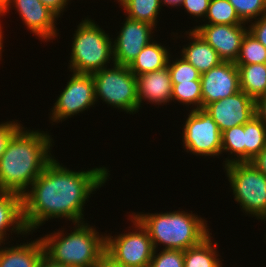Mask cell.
I'll return each instance as SVG.
<instances>
[{
	"label": "cell",
	"instance_id": "6da1fadb",
	"mask_svg": "<svg viewBox=\"0 0 266 267\" xmlns=\"http://www.w3.org/2000/svg\"><path fill=\"white\" fill-rule=\"evenodd\" d=\"M62 165L54 157L22 195L23 220L29 233L53 218L84 222L86 201L110 175L106 167L72 171Z\"/></svg>",
	"mask_w": 266,
	"mask_h": 267
},
{
	"label": "cell",
	"instance_id": "7a4b0ae2",
	"mask_svg": "<svg viewBox=\"0 0 266 267\" xmlns=\"http://www.w3.org/2000/svg\"><path fill=\"white\" fill-rule=\"evenodd\" d=\"M25 129L22 127L13 136L0 158V191L21 196L54 158L51 135L39 129Z\"/></svg>",
	"mask_w": 266,
	"mask_h": 267
},
{
	"label": "cell",
	"instance_id": "3957f363",
	"mask_svg": "<svg viewBox=\"0 0 266 267\" xmlns=\"http://www.w3.org/2000/svg\"><path fill=\"white\" fill-rule=\"evenodd\" d=\"M74 225L66 235L58 230L40 237L45 256L68 267H95L105 256L106 236L85 221Z\"/></svg>",
	"mask_w": 266,
	"mask_h": 267
},
{
	"label": "cell",
	"instance_id": "277c9868",
	"mask_svg": "<svg viewBox=\"0 0 266 267\" xmlns=\"http://www.w3.org/2000/svg\"><path fill=\"white\" fill-rule=\"evenodd\" d=\"M133 213L132 216L147 230L155 250L162 244L163 249L185 251L210 234L207 221L192 211Z\"/></svg>",
	"mask_w": 266,
	"mask_h": 267
},
{
	"label": "cell",
	"instance_id": "5b68a950",
	"mask_svg": "<svg viewBox=\"0 0 266 267\" xmlns=\"http://www.w3.org/2000/svg\"><path fill=\"white\" fill-rule=\"evenodd\" d=\"M73 36L68 67L72 73L93 74L115 63L113 38L93 20L82 19Z\"/></svg>",
	"mask_w": 266,
	"mask_h": 267
},
{
	"label": "cell",
	"instance_id": "8992f818",
	"mask_svg": "<svg viewBox=\"0 0 266 267\" xmlns=\"http://www.w3.org/2000/svg\"><path fill=\"white\" fill-rule=\"evenodd\" d=\"M92 74L96 102L100 98L113 108L135 114L139 111L136 76L128 66L116 63Z\"/></svg>",
	"mask_w": 266,
	"mask_h": 267
},
{
	"label": "cell",
	"instance_id": "52a82bcc",
	"mask_svg": "<svg viewBox=\"0 0 266 267\" xmlns=\"http://www.w3.org/2000/svg\"><path fill=\"white\" fill-rule=\"evenodd\" d=\"M224 168L241 210L262 221L266 216V176L250 162H234Z\"/></svg>",
	"mask_w": 266,
	"mask_h": 267
},
{
	"label": "cell",
	"instance_id": "ba28073f",
	"mask_svg": "<svg viewBox=\"0 0 266 267\" xmlns=\"http://www.w3.org/2000/svg\"><path fill=\"white\" fill-rule=\"evenodd\" d=\"M128 219L133 222L132 228L135 229L114 237L106 235L105 255L122 267H149L155 250L152 240L132 214Z\"/></svg>",
	"mask_w": 266,
	"mask_h": 267
},
{
	"label": "cell",
	"instance_id": "9c48e42d",
	"mask_svg": "<svg viewBox=\"0 0 266 267\" xmlns=\"http://www.w3.org/2000/svg\"><path fill=\"white\" fill-rule=\"evenodd\" d=\"M183 126L182 142L187 153L219 158L222 149L221 132L208 112L203 108L191 109Z\"/></svg>",
	"mask_w": 266,
	"mask_h": 267
},
{
	"label": "cell",
	"instance_id": "30bf717a",
	"mask_svg": "<svg viewBox=\"0 0 266 267\" xmlns=\"http://www.w3.org/2000/svg\"><path fill=\"white\" fill-rule=\"evenodd\" d=\"M71 76L51 108L52 123L65 121L68 117L88 110L96 103L92 74L73 73Z\"/></svg>",
	"mask_w": 266,
	"mask_h": 267
},
{
	"label": "cell",
	"instance_id": "8fae6325",
	"mask_svg": "<svg viewBox=\"0 0 266 267\" xmlns=\"http://www.w3.org/2000/svg\"><path fill=\"white\" fill-rule=\"evenodd\" d=\"M124 20L123 27L113 41V56L116 64L129 66L142 49L154 40L151 35L155 27L128 17Z\"/></svg>",
	"mask_w": 266,
	"mask_h": 267
},
{
	"label": "cell",
	"instance_id": "7c38bea8",
	"mask_svg": "<svg viewBox=\"0 0 266 267\" xmlns=\"http://www.w3.org/2000/svg\"><path fill=\"white\" fill-rule=\"evenodd\" d=\"M218 125L220 132L244 125L255 116L254 100L243 91L211 102L203 108Z\"/></svg>",
	"mask_w": 266,
	"mask_h": 267
},
{
	"label": "cell",
	"instance_id": "4fadbf2b",
	"mask_svg": "<svg viewBox=\"0 0 266 267\" xmlns=\"http://www.w3.org/2000/svg\"><path fill=\"white\" fill-rule=\"evenodd\" d=\"M194 30L218 53L222 61L235 63L248 27L245 25L201 24L194 26Z\"/></svg>",
	"mask_w": 266,
	"mask_h": 267
},
{
	"label": "cell",
	"instance_id": "5bb4252c",
	"mask_svg": "<svg viewBox=\"0 0 266 267\" xmlns=\"http://www.w3.org/2000/svg\"><path fill=\"white\" fill-rule=\"evenodd\" d=\"M202 108L241 91L238 68L233 62H221L201 74Z\"/></svg>",
	"mask_w": 266,
	"mask_h": 267
},
{
	"label": "cell",
	"instance_id": "9a60e30c",
	"mask_svg": "<svg viewBox=\"0 0 266 267\" xmlns=\"http://www.w3.org/2000/svg\"><path fill=\"white\" fill-rule=\"evenodd\" d=\"M11 6L15 7L27 29L31 30L30 32L39 37L41 41L43 39L45 42L53 40L59 34L55 26L59 17L40 0H12L4 16L9 13Z\"/></svg>",
	"mask_w": 266,
	"mask_h": 267
},
{
	"label": "cell",
	"instance_id": "2e32d148",
	"mask_svg": "<svg viewBox=\"0 0 266 267\" xmlns=\"http://www.w3.org/2000/svg\"><path fill=\"white\" fill-rule=\"evenodd\" d=\"M136 88L139 109L142 107V101L156 105H166L172 101V83L168 67L136 76Z\"/></svg>",
	"mask_w": 266,
	"mask_h": 267
},
{
	"label": "cell",
	"instance_id": "e0dca14e",
	"mask_svg": "<svg viewBox=\"0 0 266 267\" xmlns=\"http://www.w3.org/2000/svg\"><path fill=\"white\" fill-rule=\"evenodd\" d=\"M6 231H13L18 235L32 234L27 231L24 224L22 196L14 192L0 191V245H7Z\"/></svg>",
	"mask_w": 266,
	"mask_h": 267
},
{
	"label": "cell",
	"instance_id": "ac0fdd59",
	"mask_svg": "<svg viewBox=\"0 0 266 267\" xmlns=\"http://www.w3.org/2000/svg\"><path fill=\"white\" fill-rule=\"evenodd\" d=\"M190 43L183 47L181 57L195 67L200 74L223 62L218 53L192 28L186 31Z\"/></svg>",
	"mask_w": 266,
	"mask_h": 267
},
{
	"label": "cell",
	"instance_id": "d6986e66",
	"mask_svg": "<svg viewBox=\"0 0 266 267\" xmlns=\"http://www.w3.org/2000/svg\"><path fill=\"white\" fill-rule=\"evenodd\" d=\"M0 246V267H38L45 255L44 246L40 238L29 243H20L12 247ZM2 247V248H1Z\"/></svg>",
	"mask_w": 266,
	"mask_h": 267
},
{
	"label": "cell",
	"instance_id": "ffe728a7",
	"mask_svg": "<svg viewBox=\"0 0 266 267\" xmlns=\"http://www.w3.org/2000/svg\"><path fill=\"white\" fill-rule=\"evenodd\" d=\"M155 41L145 46L135 60L128 66L135 76L167 67L170 51L167 47Z\"/></svg>",
	"mask_w": 266,
	"mask_h": 267
},
{
	"label": "cell",
	"instance_id": "44dd1931",
	"mask_svg": "<svg viewBox=\"0 0 266 267\" xmlns=\"http://www.w3.org/2000/svg\"><path fill=\"white\" fill-rule=\"evenodd\" d=\"M212 233L199 244L184 251V267H222V260L216 250L218 243H213Z\"/></svg>",
	"mask_w": 266,
	"mask_h": 267
},
{
	"label": "cell",
	"instance_id": "7402d4cb",
	"mask_svg": "<svg viewBox=\"0 0 266 267\" xmlns=\"http://www.w3.org/2000/svg\"><path fill=\"white\" fill-rule=\"evenodd\" d=\"M240 89L253 100L266 94V64L236 65Z\"/></svg>",
	"mask_w": 266,
	"mask_h": 267
},
{
	"label": "cell",
	"instance_id": "603a6c76",
	"mask_svg": "<svg viewBox=\"0 0 266 267\" xmlns=\"http://www.w3.org/2000/svg\"><path fill=\"white\" fill-rule=\"evenodd\" d=\"M126 17L151 24L156 28L158 15L163 6L160 0H117ZM128 15V16H127Z\"/></svg>",
	"mask_w": 266,
	"mask_h": 267
},
{
	"label": "cell",
	"instance_id": "cb8c5ba5",
	"mask_svg": "<svg viewBox=\"0 0 266 267\" xmlns=\"http://www.w3.org/2000/svg\"><path fill=\"white\" fill-rule=\"evenodd\" d=\"M245 162L251 161L266 146V125L256 116L244 124Z\"/></svg>",
	"mask_w": 266,
	"mask_h": 267
},
{
	"label": "cell",
	"instance_id": "d4e9b609",
	"mask_svg": "<svg viewBox=\"0 0 266 267\" xmlns=\"http://www.w3.org/2000/svg\"><path fill=\"white\" fill-rule=\"evenodd\" d=\"M222 149L221 154L225 151L231 156L226 158L223 166L234 162H245V132L244 125L229 128L221 133Z\"/></svg>",
	"mask_w": 266,
	"mask_h": 267
},
{
	"label": "cell",
	"instance_id": "484cf974",
	"mask_svg": "<svg viewBox=\"0 0 266 267\" xmlns=\"http://www.w3.org/2000/svg\"><path fill=\"white\" fill-rule=\"evenodd\" d=\"M205 24L246 25L237 15L235 8L228 0H211ZM208 20V21H207Z\"/></svg>",
	"mask_w": 266,
	"mask_h": 267
},
{
	"label": "cell",
	"instance_id": "4316f807",
	"mask_svg": "<svg viewBox=\"0 0 266 267\" xmlns=\"http://www.w3.org/2000/svg\"><path fill=\"white\" fill-rule=\"evenodd\" d=\"M172 100L182 103L187 107L192 105V110L202 108L201 80L172 83ZM195 106V107H193Z\"/></svg>",
	"mask_w": 266,
	"mask_h": 267
},
{
	"label": "cell",
	"instance_id": "83f0119b",
	"mask_svg": "<svg viewBox=\"0 0 266 267\" xmlns=\"http://www.w3.org/2000/svg\"><path fill=\"white\" fill-rule=\"evenodd\" d=\"M266 64V48L249 32L241 42L235 65Z\"/></svg>",
	"mask_w": 266,
	"mask_h": 267
},
{
	"label": "cell",
	"instance_id": "f1b7e54d",
	"mask_svg": "<svg viewBox=\"0 0 266 267\" xmlns=\"http://www.w3.org/2000/svg\"><path fill=\"white\" fill-rule=\"evenodd\" d=\"M171 54L168 59L167 67L171 76V83L189 82L191 80H200V72L182 57L171 60ZM172 62V63H171Z\"/></svg>",
	"mask_w": 266,
	"mask_h": 267
},
{
	"label": "cell",
	"instance_id": "f546056e",
	"mask_svg": "<svg viewBox=\"0 0 266 267\" xmlns=\"http://www.w3.org/2000/svg\"><path fill=\"white\" fill-rule=\"evenodd\" d=\"M239 18L247 23L266 14V0H228Z\"/></svg>",
	"mask_w": 266,
	"mask_h": 267
},
{
	"label": "cell",
	"instance_id": "4dcf8cb0",
	"mask_svg": "<svg viewBox=\"0 0 266 267\" xmlns=\"http://www.w3.org/2000/svg\"><path fill=\"white\" fill-rule=\"evenodd\" d=\"M157 252V249L154 250L149 267H184V251L161 249Z\"/></svg>",
	"mask_w": 266,
	"mask_h": 267
},
{
	"label": "cell",
	"instance_id": "1f68e13d",
	"mask_svg": "<svg viewBox=\"0 0 266 267\" xmlns=\"http://www.w3.org/2000/svg\"><path fill=\"white\" fill-rule=\"evenodd\" d=\"M17 121L12 120L0 123V158L7 149L13 136L23 127Z\"/></svg>",
	"mask_w": 266,
	"mask_h": 267
},
{
	"label": "cell",
	"instance_id": "d6a6232c",
	"mask_svg": "<svg viewBox=\"0 0 266 267\" xmlns=\"http://www.w3.org/2000/svg\"><path fill=\"white\" fill-rule=\"evenodd\" d=\"M211 0H183L181 7L186 10V12L195 18H203L205 16L209 7Z\"/></svg>",
	"mask_w": 266,
	"mask_h": 267
},
{
	"label": "cell",
	"instance_id": "836d02e7",
	"mask_svg": "<svg viewBox=\"0 0 266 267\" xmlns=\"http://www.w3.org/2000/svg\"><path fill=\"white\" fill-rule=\"evenodd\" d=\"M252 21L248 32L266 48V14Z\"/></svg>",
	"mask_w": 266,
	"mask_h": 267
},
{
	"label": "cell",
	"instance_id": "e575fe53",
	"mask_svg": "<svg viewBox=\"0 0 266 267\" xmlns=\"http://www.w3.org/2000/svg\"><path fill=\"white\" fill-rule=\"evenodd\" d=\"M46 7L53 11L58 17L67 7L70 0H40Z\"/></svg>",
	"mask_w": 266,
	"mask_h": 267
},
{
	"label": "cell",
	"instance_id": "d590c367",
	"mask_svg": "<svg viewBox=\"0 0 266 267\" xmlns=\"http://www.w3.org/2000/svg\"><path fill=\"white\" fill-rule=\"evenodd\" d=\"M255 116L266 125V94L254 100Z\"/></svg>",
	"mask_w": 266,
	"mask_h": 267
},
{
	"label": "cell",
	"instance_id": "8d00e7d4",
	"mask_svg": "<svg viewBox=\"0 0 266 267\" xmlns=\"http://www.w3.org/2000/svg\"><path fill=\"white\" fill-rule=\"evenodd\" d=\"M257 170L266 176V146L256 155L251 161H249Z\"/></svg>",
	"mask_w": 266,
	"mask_h": 267
},
{
	"label": "cell",
	"instance_id": "74e56055",
	"mask_svg": "<svg viewBox=\"0 0 266 267\" xmlns=\"http://www.w3.org/2000/svg\"><path fill=\"white\" fill-rule=\"evenodd\" d=\"M38 267H68L62 264H57L51 261L47 256H43L38 264Z\"/></svg>",
	"mask_w": 266,
	"mask_h": 267
},
{
	"label": "cell",
	"instance_id": "f35d334b",
	"mask_svg": "<svg viewBox=\"0 0 266 267\" xmlns=\"http://www.w3.org/2000/svg\"><path fill=\"white\" fill-rule=\"evenodd\" d=\"M95 267H122L116 263H114L110 258L106 255L98 262Z\"/></svg>",
	"mask_w": 266,
	"mask_h": 267
},
{
	"label": "cell",
	"instance_id": "ab89813d",
	"mask_svg": "<svg viewBox=\"0 0 266 267\" xmlns=\"http://www.w3.org/2000/svg\"><path fill=\"white\" fill-rule=\"evenodd\" d=\"M183 0H160L161 4H164L166 6H171V7H180L181 3Z\"/></svg>",
	"mask_w": 266,
	"mask_h": 267
},
{
	"label": "cell",
	"instance_id": "60d3db41",
	"mask_svg": "<svg viewBox=\"0 0 266 267\" xmlns=\"http://www.w3.org/2000/svg\"><path fill=\"white\" fill-rule=\"evenodd\" d=\"M12 0H0V11L3 13L9 8Z\"/></svg>",
	"mask_w": 266,
	"mask_h": 267
},
{
	"label": "cell",
	"instance_id": "b9f144b4",
	"mask_svg": "<svg viewBox=\"0 0 266 267\" xmlns=\"http://www.w3.org/2000/svg\"><path fill=\"white\" fill-rule=\"evenodd\" d=\"M3 15H4V13H3L2 11H0V17L3 16ZM2 35H4V34H3V32H2V29H1V22H0V58L2 57V54H1L2 52H1V51H2V49H3V41H4Z\"/></svg>",
	"mask_w": 266,
	"mask_h": 267
}]
</instances>
